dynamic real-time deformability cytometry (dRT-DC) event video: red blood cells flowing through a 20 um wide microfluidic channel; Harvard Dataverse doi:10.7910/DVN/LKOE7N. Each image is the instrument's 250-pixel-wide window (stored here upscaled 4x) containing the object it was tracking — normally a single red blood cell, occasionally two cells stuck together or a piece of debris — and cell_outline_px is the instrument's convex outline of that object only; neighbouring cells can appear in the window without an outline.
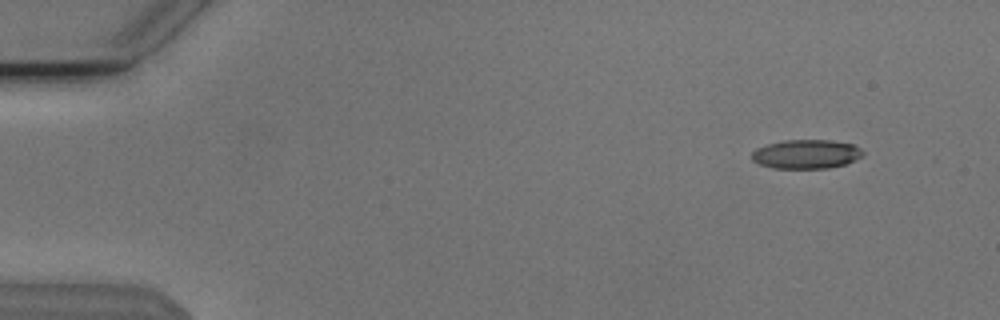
{"species": "Egyptian fruit bat (a non-hibernating species)", "species_latin": "Rousettus aegyptiacus", "temperature_condition": "cold", "stored_images_in_passage": 6, "camera_frame_rate_fps": 3000, "um_per_image_px": 0.085, "animal": {"sex": "male"}, "frame": {"image": 1, "passage_image": 2, "time_ms": 0.333, "image_size_px": [1000, 320], "cell_outline_px": [[864, 156], [844, 164], [828, 168], [772, 168], [760, 164], [752, 160], [752, 152], [756, 148], [768, 144], [784, 140], [828, 140], [852, 144], [860, 148], [864, 152]], "centroid_in_image_um": [68.53, 13.1], "position_along_channel_um": 16.5, "area_um2": 18.73}}